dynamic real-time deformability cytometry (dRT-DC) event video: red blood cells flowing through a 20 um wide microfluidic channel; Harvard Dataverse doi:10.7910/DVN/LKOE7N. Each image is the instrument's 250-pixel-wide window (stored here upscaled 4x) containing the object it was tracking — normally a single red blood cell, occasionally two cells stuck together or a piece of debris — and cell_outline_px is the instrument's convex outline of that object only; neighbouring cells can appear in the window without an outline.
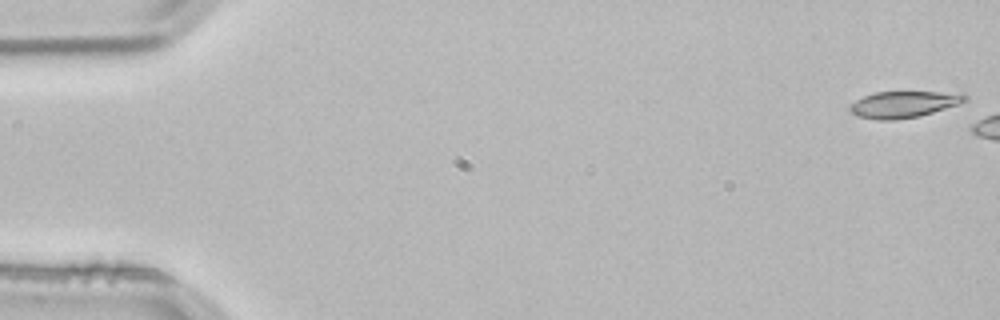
{"species": "common noctule bat (a hibernating species)", "species_latin": "Nyctalus noctula", "temperature_condition": "room temperature", "stored_images_in_passage": 7, "camera_frame_rate_fps": 3000, "um_per_image_px": 0.085, "animal": {"sex": "male", "body_mass_g": 21.5, "forearm_length_mm": 52.0}, "frame": {"image": 1, "passage_image": 1, "time_ms": 0.0, "image_size_px": [1000, 320], "cell_outline_px": [[968, 100], [920, 116], [896, 120], [880, 120], [860, 116], [852, 112], [848, 108], [856, 100], [864, 96], [876, 92], [964, 92], [968, 96]], "centroid_in_image_um": [76.86, 8.86], "position_along_channel_um": 8.1, "area_um2": 17.57}}